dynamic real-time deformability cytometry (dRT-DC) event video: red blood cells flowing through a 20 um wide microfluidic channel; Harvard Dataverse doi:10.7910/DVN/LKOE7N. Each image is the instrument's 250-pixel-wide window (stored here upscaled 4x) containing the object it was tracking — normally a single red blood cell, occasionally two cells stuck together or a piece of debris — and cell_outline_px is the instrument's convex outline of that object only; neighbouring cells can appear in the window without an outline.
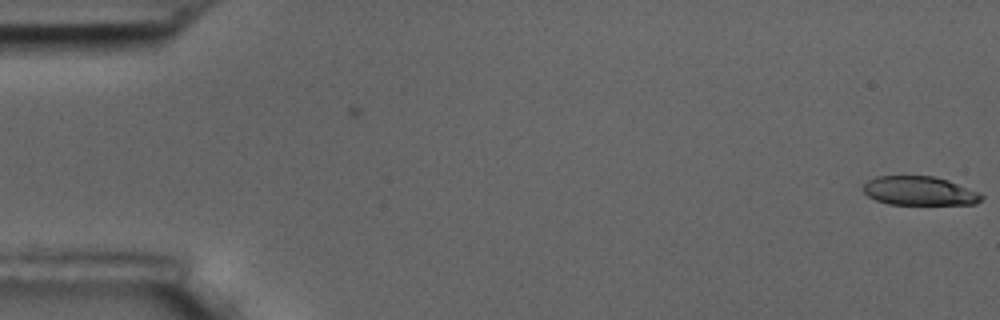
{"species": "common noctule bat (a hibernating species)", "species_latin": "Nyctalus noctula", "temperature_condition": "room temperature", "stored_images_in_passage": 2, "camera_frame_rate_fps": 3000, "um_per_image_px": 0.085, "animal": {"sex": "male", "body_mass_g": 17.5, "forearm_length_mm": 52.3}, "frame": {"image": 1, "passage_image": 2, "time_ms": 1.333, "image_size_px": [1000, 320], "cell_outline_px": [[984, 196], [976, 204], [888, 204], [876, 200], [868, 196], [864, 192], [864, 184], [868, 180], [876, 176], [932, 176], [948, 180], [980, 192]], "centroid_in_image_um": [78.16, 16.22], "position_along_channel_um": 6.8, "area_um2": 19.88}}